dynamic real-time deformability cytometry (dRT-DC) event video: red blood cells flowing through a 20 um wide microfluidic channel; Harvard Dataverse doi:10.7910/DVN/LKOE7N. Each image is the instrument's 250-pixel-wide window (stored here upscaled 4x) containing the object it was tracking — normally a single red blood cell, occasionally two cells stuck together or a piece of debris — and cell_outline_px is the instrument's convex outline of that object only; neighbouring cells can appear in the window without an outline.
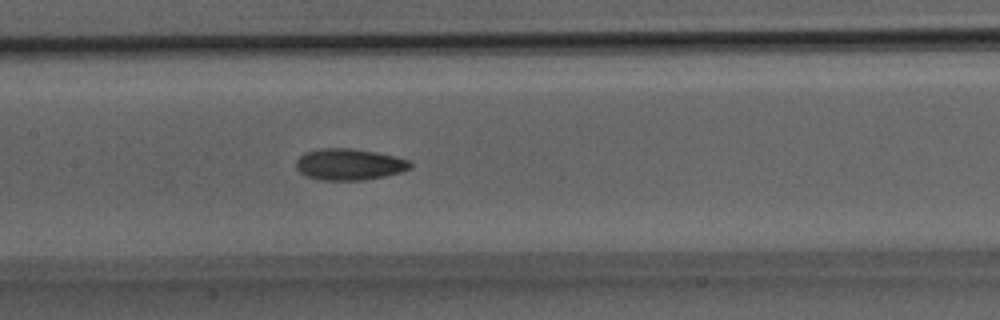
{"species": "Egyptian fruit bat (a non-hibernating species)", "species_latin": "Rousettus aegyptiacus", "temperature_condition": "room temperature", "stored_images_in_passage": 17, "camera_frame_rate_fps": 3000, "um_per_image_px": 0.085, "animal": {"sex": "male"}, "frame": {"image": 1, "passage_image": 15, "time_ms": 4.667, "image_size_px": [1000, 320], "cell_outline_px": [[412, 168], [400, 172], [384, 176], [364, 180], [324, 180], [304, 176], [296, 168], [296, 160], [304, 152], [320, 148], [352, 148], [376, 152], [408, 160], [412, 164]], "centroid_in_image_um": [29.65, 13.97], "position_along_channel_um": 177.8, "area_um2": 20.92}}